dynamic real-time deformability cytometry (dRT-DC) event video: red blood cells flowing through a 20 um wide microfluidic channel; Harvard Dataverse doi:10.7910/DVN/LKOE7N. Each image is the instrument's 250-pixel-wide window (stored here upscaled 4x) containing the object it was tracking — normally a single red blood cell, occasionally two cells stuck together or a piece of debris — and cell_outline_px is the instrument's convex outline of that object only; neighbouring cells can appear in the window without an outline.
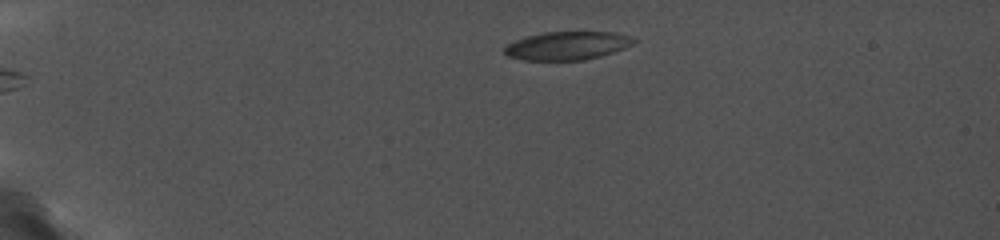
{"species": "common noctule bat (a hibernating species)", "species_latin": "Nyctalus noctula", "temperature_condition": "cold", "stored_images_in_passage": 46, "camera_frame_rate_fps": 5000, "um_per_image_px": 0.085, "animal": {"sex": "female", "body_mass_g": 19.0, "forearm_length_mm": 56.7}, "frame": {"image": 1, "passage_image": 1, "time_ms": 0.0, "image_size_px": [1000, 240], "cell_outline_px": [[636, 44], [600, 56], [584, 60], [520, 60], [508, 56], [504, 52], [504, 48], [508, 44], [516, 40], [528, 36], [544, 32], [616, 32], [632, 36], [636, 40]], "centroid_in_image_um": [48.25, 3.88], "position_along_channel_um": 36.7, "area_um2": 21.39}}
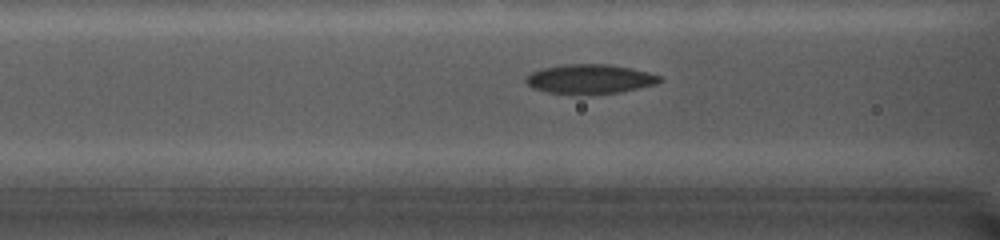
{"frame": {"image": 2, "passage_image": 18, "time_ms": 4.2, "image_size_px": [1000, 240], "cell_outline_px": [[660, 80], [656, 84], [616, 92], [548, 92], [536, 88], [528, 84], [524, 80], [532, 72], [540, 68], [564, 64], [608, 64], [632, 68], [648, 72], [660, 76]], "centroid_in_image_um": [50.13, 6.66], "position_along_channel_um": 116.5, "area_um2": 21.96}}
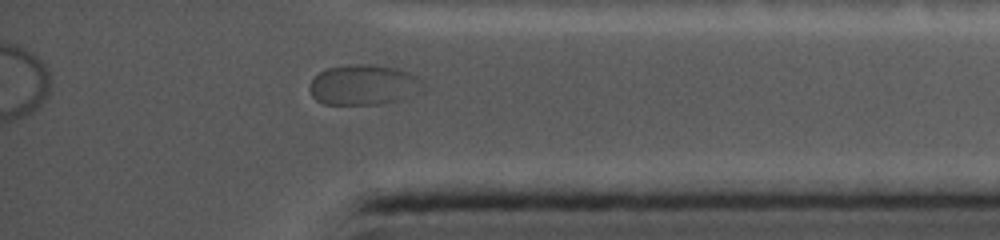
{"frame": {"image": 3, "passage_image": 42, "time_ms": 12.0, "image_size_px": [1000, 240], "cell_outline_px": [[424, 88], [400, 100], [380, 104], [324, 104], [316, 100], [312, 96], [308, 88], [312, 80], [320, 72], [328, 68], [352, 64], [376, 64], [396, 68], [408, 72], [416, 76], [424, 84]], "centroid_in_image_um": [30.89, 7.21], "position_along_channel_um": 404.3, "area_um2": 26.59}}